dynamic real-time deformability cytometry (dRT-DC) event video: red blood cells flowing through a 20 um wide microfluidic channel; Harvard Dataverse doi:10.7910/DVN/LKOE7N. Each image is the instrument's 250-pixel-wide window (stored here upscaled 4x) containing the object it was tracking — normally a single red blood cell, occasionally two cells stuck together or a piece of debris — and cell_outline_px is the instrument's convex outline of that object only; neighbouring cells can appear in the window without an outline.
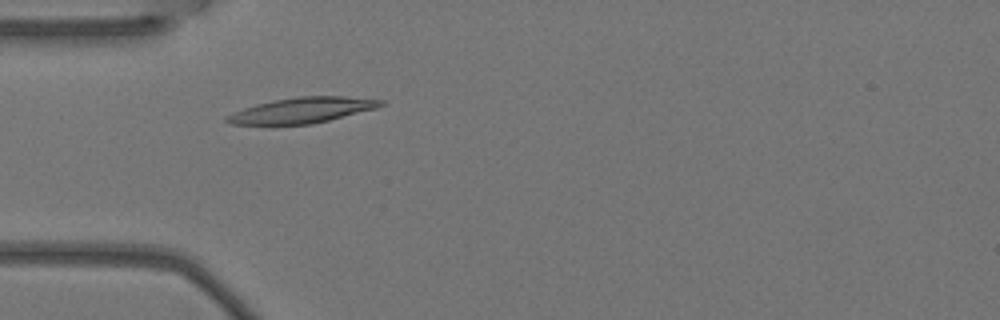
{"species": "Egyptian fruit bat (a non-hibernating species)", "species_latin": "Rousettus aegyptiacus", "temperature_condition": "warm", "stored_images_in_passage": 3, "camera_frame_rate_fps": 3000, "um_per_image_px": 0.085, "animal": {"sex": "female"}, "frame": {"image": 1, "passage_image": 3, "time_ms": 0.667, "image_size_px": [1000, 320], "cell_outline_px": [[384, 104], [376, 108], [312, 124], [272, 128], [232, 124], [224, 120], [224, 116], [244, 108], [256, 104], [272, 100], [300, 96], [344, 96], [384, 100]], "centroid_in_image_um": [25.54, 9.42], "position_along_channel_um": 59.5, "area_um2": 23.81}}